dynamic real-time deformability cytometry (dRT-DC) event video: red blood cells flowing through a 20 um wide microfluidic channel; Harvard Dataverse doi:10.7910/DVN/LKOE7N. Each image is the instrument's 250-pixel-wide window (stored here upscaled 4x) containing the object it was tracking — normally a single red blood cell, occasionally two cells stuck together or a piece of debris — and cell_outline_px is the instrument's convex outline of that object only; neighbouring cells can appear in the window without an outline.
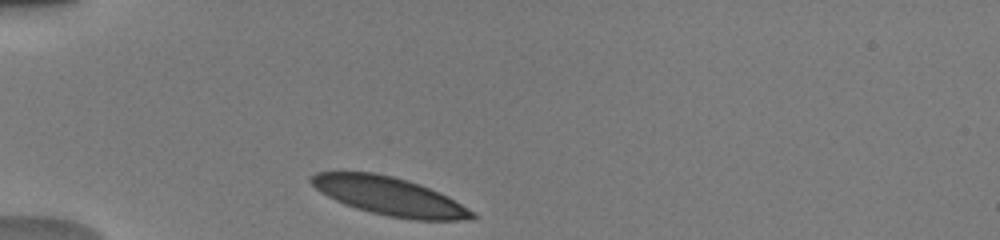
{"species": "human", "species_latin": "Homo sapiens", "temperature_condition": "warm", "stored_images_in_passage": 31, "camera_frame_rate_fps": 3000, "um_per_image_px": 0.085, "donor": {"sex": "male"}, "frame": {"image": 1, "passage_image": 1, "time_ms": 0.0, "image_size_px": [1000, 240], "cell_outline_px": [[480, 216], [472, 220], [416, 220], [388, 216], [356, 208], [344, 204], [320, 192], [308, 180], [316, 172], [372, 172], [392, 176], [408, 180], [420, 184], [476, 212]], "centroid_in_image_um": [33.11, 16.69], "position_along_channel_um": 51.9, "area_um2": 35.49}}
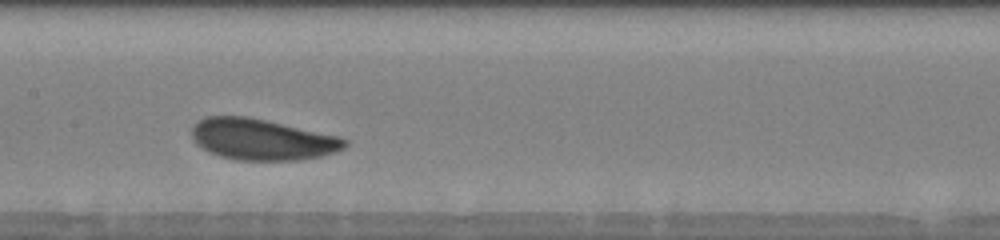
{"frame": {"image": 2, "passage_image": 13, "time_ms": 4.0, "image_size_px": [1000, 240], "cell_outline_px": [[348, 144], [344, 148], [320, 156], [300, 160], [236, 160], [220, 156], [196, 144], [192, 136], [192, 128], [196, 120], [204, 116], [248, 116], [340, 136], [348, 140]], "centroid_in_image_um": [22.26, 11.84], "position_along_channel_um": 185.1, "area_um2": 36.7}}
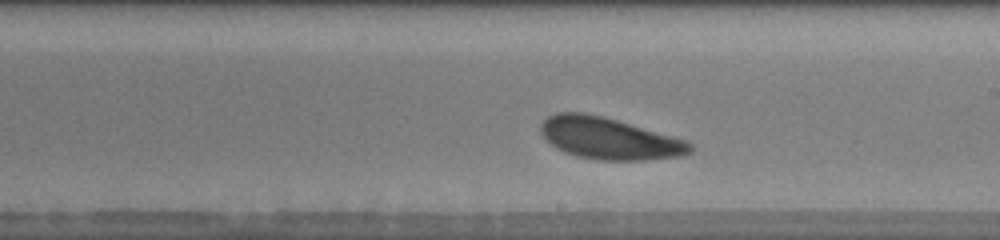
{"frame": {"image": 3, "passage_image": 17, "time_ms": 5.333, "image_size_px": [1000, 240], "cell_outline_px": [[692, 152], [684, 156], [644, 160], [600, 160], [576, 156], [564, 152], [556, 148], [540, 132], [540, 124], [548, 116], [556, 112], [584, 112], [604, 116], [688, 140], [692, 144]], "centroid_in_image_um": [51.8, 11.76], "position_along_channel_um": 237.2, "area_um2": 36.59}, "authors_computed_cell_mechanics": {"area_um2": 36.414, "velocity_mm_per_s": 3.9155, "shape_relaxation_time_tau1_ms": 1.7437, "shape_relaxation_time_tau2_ms": null, "deformation_change_tau1": 0.0914, "deformation_change_tau2": null}}